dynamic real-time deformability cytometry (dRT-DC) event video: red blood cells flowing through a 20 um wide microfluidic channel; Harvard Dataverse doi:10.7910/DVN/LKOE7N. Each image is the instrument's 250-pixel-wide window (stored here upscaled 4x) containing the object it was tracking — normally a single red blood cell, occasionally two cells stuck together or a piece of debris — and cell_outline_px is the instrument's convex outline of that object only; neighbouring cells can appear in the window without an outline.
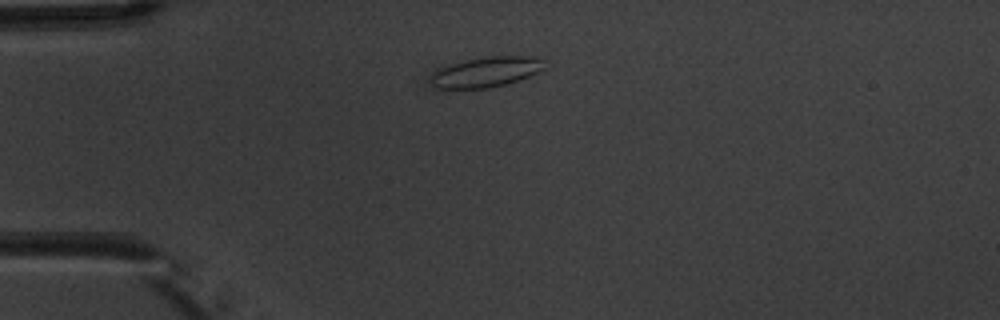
{"species": "common noctule bat (a hibernating species)", "species_latin": "Nyctalus noctula", "temperature_condition": "warm", "stored_images_in_passage": 8, "camera_frame_rate_fps": 3000, "um_per_image_px": 0.085, "animal": {"sex": "male", "body_mass_g": 20.1, "forearm_length_mm": 53.5}, "frame": {"image": 1, "passage_image": 1, "time_ms": 0.0, "image_size_px": [1000, 320], "cell_outline_px": [[548, 68], [540, 72], [504, 84], [488, 88], [432, 88], [432, 76], [436, 68], [464, 60], [484, 56], [536, 56], [544, 60]], "centroid_in_image_um": [41.36, 6.09], "position_along_channel_um": 43.6, "area_um2": 20.23}}
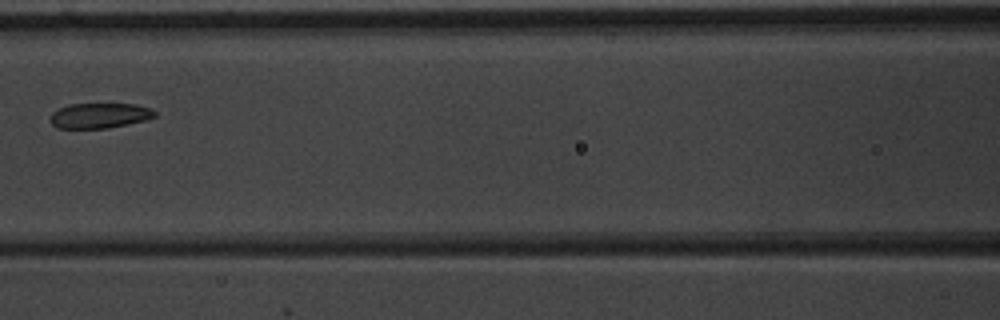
{"frame": {"image": 2, "passage_image": 4, "time_ms": 3.667, "image_size_px": [1000, 320], "cell_outline_px": [[156, 116], [148, 120], [108, 128], [56, 128], [48, 120], [52, 112], [68, 104], [136, 104], [152, 108], [156, 112]], "centroid_in_image_um": [8.48, 9.82], "position_along_channel_um": 158.1, "area_um2": 15.55}}
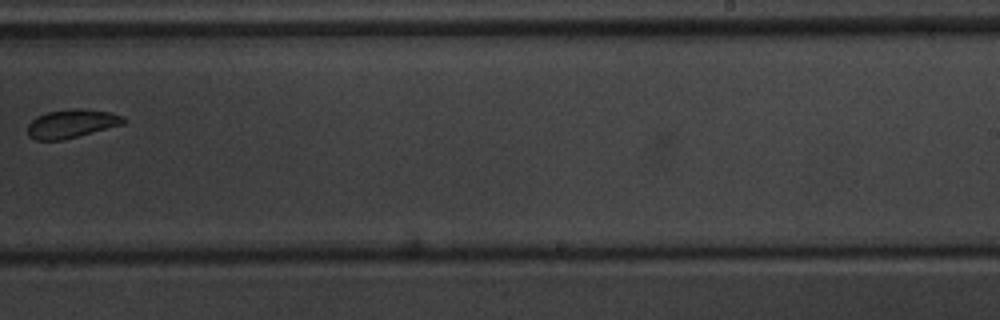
{"frame": {"image": 3, "passage_image": 7, "time_ms": 7.0, "image_size_px": [1000, 320], "cell_outline_px": [[128, 120], [124, 124], [64, 140], [36, 140], [28, 136], [28, 124], [36, 116], [48, 112], [72, 108], [80, 108], [112, 112], [124, 116]], "centroid_in_image_um": [6.12, 10.5], "position_along_channel_um": 282.9, "area_um2": 16.18}}